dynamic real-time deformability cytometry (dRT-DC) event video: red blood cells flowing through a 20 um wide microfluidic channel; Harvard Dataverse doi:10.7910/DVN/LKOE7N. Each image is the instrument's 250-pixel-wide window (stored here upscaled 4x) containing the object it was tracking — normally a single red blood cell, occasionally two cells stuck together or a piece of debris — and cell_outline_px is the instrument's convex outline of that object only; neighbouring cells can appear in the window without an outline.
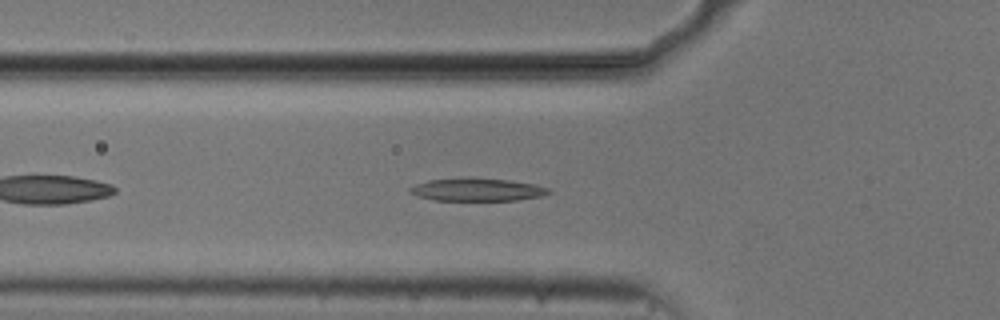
{"species": "common noctule bat (a hibernating species)", "species_latin": "Nyctalus noctula", "temperature_condition": "cold", "stored_images_in_passage": 41, "camera_frame_rate_fps": 3000, "um_per_image_px": 0.085, "animal": {"sex": "male", "body_mass_g": 20.5, "forearm_length_mm": 52.5}, "frame": {"image": 1, "passage_image": 6, "time_ms": 1.667, "image_size_px": [1000, 320], "cell_outline_px": [[552, 192], [540, 196], [516, 200], [436, 200], [416, 196], [408, 188], [416, 184], [428, 180], [508, 180], [532, 184], [548, 188]], "centroid_in_image_um": [40.56, 16.16], "position_along_channel_um": 85.2, "area_um2": 17.34}}
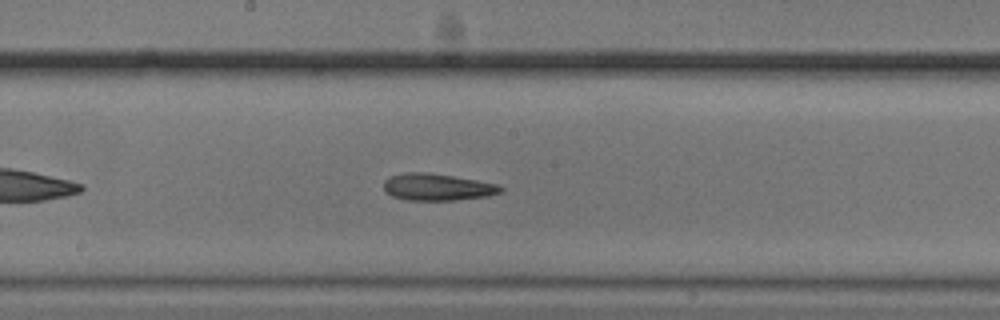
{"frame": {"image": 2, "passage_image": 16, "time_ms": 5.0, "image_size_px": [1000, 320], "cell_outline_px": [[504, 188], [500, 192], [488, 196], [452, 200], [408, 200], [392, 196], [384, 192], [384, 180], [392, 176], [408, 172], [424, 172], [452, 176], [500, 184]], "centroid_in_image_um": [37.17, 15.9], "position_along_channel_um": 211.0, "area_um2": 18.21}}
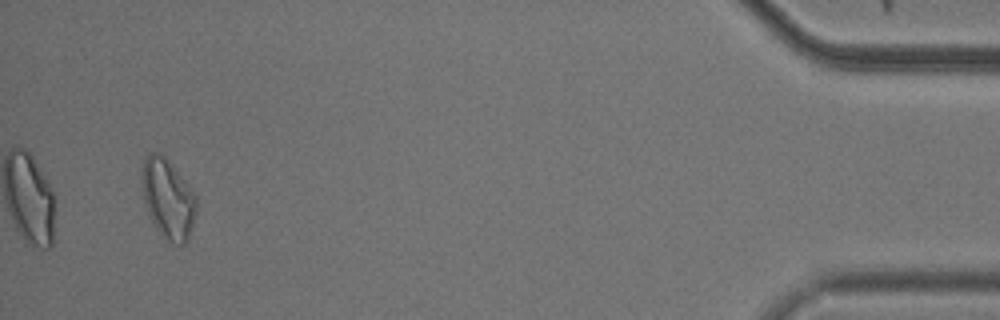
{"frame": {"image": 3, "passage_image": 39, "time_ms": 12.667, "image_size_px": [1000, 320], "cell_outline_px": [[196, 212], [188, 240], [184, 244], [176, 244], [168, 240], [156, 228], [144, 204], [140, 180], [140, 172], [144, 156], [152, 152], [160, 152], [172, 164], [196, 196]], "centroid_in_image_um": [14.24, 16.84], "position_along_channel_um": 421.0, "area_um2": 25.37}, "authors_computed_cell_mechanics": {"area_um2": 18.496, "velocity_mm_per_s": 3.7382, "shape_relaxation_time_tau1_ms": 4.2879, "shape_relaxation_time_tau2_ms": 7.739, "deformation_change_tau1": 0.149, "deformation_change_tau2": 0.19}}